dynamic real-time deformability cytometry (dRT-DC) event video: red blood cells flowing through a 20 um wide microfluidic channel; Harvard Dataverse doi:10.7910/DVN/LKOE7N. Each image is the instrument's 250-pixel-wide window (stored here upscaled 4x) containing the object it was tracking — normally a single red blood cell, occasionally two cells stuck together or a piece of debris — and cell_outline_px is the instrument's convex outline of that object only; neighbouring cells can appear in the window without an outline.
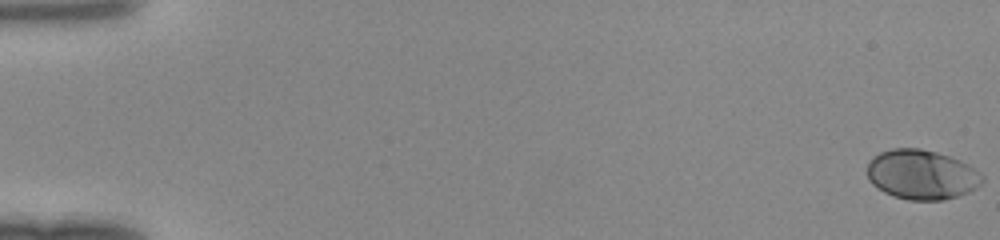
{"species": "human", "species_latin": "Homo sapiens", "temperature_condition": "room temperature", "stored_images_in_passage": 49, "camera_frame_rate_fps": 3000, "um_per_image_px": 0.085, "donor": {"sex": "female"}, "frame": {"image": 1, "passage_image": 1, "time_ms": 0.0, "image_size_px": [1000, 240], "cell_outline_px": [[984, 180], [976, 188], [968, 192], [944, 200], [908, 200], [892, 196], [876, 188], [868, 180], [868, 164], [880, 152], [892, 148], [920, 148], [936, 152], [960, 160], [968, 164], [980, 172], [984, 176]], "centroid_in_image_um": [78.35, 14.85], "position_along_channel_um": 6.7, "area_um2": 33.35}}
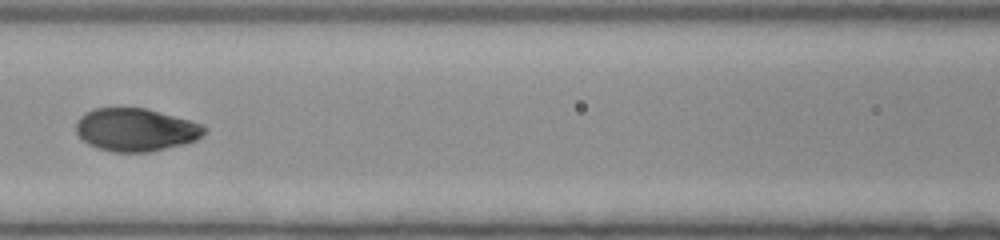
{"frame": {"image": 2, "passage_image": 24, "time_ms": 7.667, "image_size_px": [1000, 240], "cell_outline_px": [[208, 128], [196, 140], [184, 144], [148, 152], [112, 152], [96, 148], [88, 144], [76, 132], [76, 120], [84, 112], [92, 108], [144, 108], [192, 120], [204, 124]], "centroid_in_image_um": [11.53, 11.02], "position_along_channel_um": 155.1, "area_um2": 32.31}}
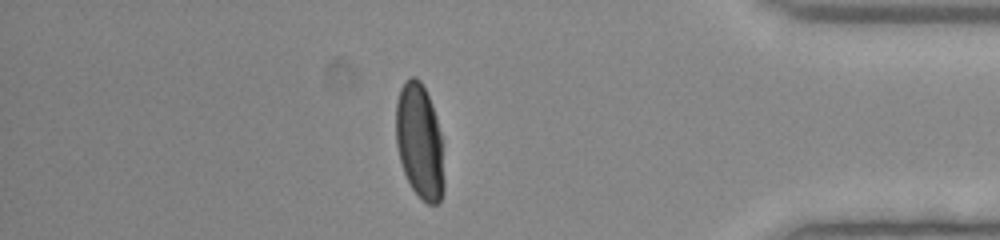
{"frame": {"image": 3, "passage_image": 43, "time_ms": 14.0, "image_size_px": [1000, 240], "cell_outline_px": [[444, 192], [440, 200], [436, 204], [428, 204], [412, 188], [404, 172], [400, 160], [396, 144], [396, 100], [400, 88], [404, 80], [412, 76], [416, 76], [420, 80], [432, 104], [436, 116], [440, 132], [444, 180]], "centroid_in_image_um": [35.66, 11.99], "position_along_channel_um": 399.5, "area_um2": 32.19}}